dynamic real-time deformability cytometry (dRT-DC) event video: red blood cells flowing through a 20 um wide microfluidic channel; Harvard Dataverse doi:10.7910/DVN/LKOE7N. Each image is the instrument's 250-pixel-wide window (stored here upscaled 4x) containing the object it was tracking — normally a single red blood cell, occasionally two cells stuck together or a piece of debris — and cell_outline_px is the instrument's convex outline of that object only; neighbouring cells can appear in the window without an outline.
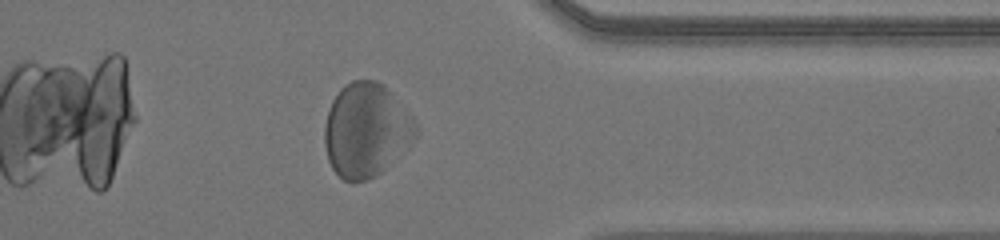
{"species": "human", "species_latin": "Homo sapiens", "temperature_condition": "warm", "stored_images_in_passage": 26, "segment_of_instrument_passage": [2, 2], "camera_frame_rate_fps": 3000, "um_per_image_px": 0.085, "donor": {"sex": "male"}, "frame": {"image": 1, "passage_image": 23, "time_ms": 7.333, "image_size_px": [1000, 240], "cell_outline_px": [[128, 104], [116, 156], [112, 172], [108, 184], [104, 188], [88, 184], [28, 148], [60, 96], [104, 60], [124, 60]], "centroid_in_image_um": [7.41, 10.63], "position_along_channel_um": 404.0, "area_um2": 55.95}}